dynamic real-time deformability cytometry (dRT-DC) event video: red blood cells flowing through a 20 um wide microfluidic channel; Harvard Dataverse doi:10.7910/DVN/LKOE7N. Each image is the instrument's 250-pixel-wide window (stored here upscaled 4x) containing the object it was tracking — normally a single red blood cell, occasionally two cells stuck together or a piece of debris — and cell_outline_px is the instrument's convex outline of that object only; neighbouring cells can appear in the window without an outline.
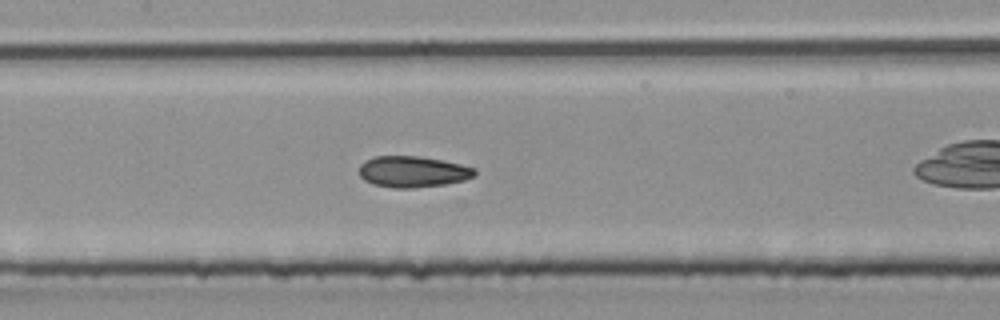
{"species": "common noctule bat (a hibernating species)", "species_latin": "Nyctalus noctula", "temperature_condition": "room temperature", "stored_images_in_passage": 46, "camera_frame_rate_fps": 3000, "um_per_image_px": 0.085, "animal": {"sex": "male", "body_mass_g": 20.4}, "frame": {"image": 1, "passage_image": 20, "time_ms": 6.333, "image_size_px": [1000, 320], "cell_outline_px": [[476, 176], [464, 180], [444, 184], [412, 188], [392, 188], [372, 184], [364, 180], [360, 176], [360, 164], [364, 160], [376, 156], [420, 156], [444, 160], [476, 168]], "centroid_in_image_um": [35.09, 14.59], "position_along_channel_um": 172.3, "area_um2": 21.15}}
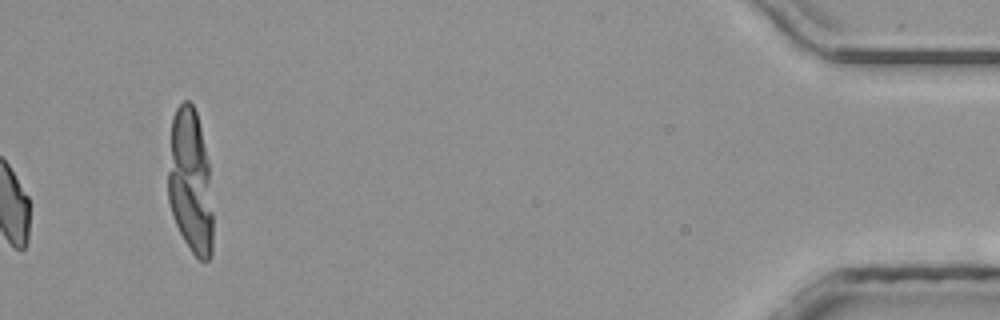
{"frame": {"image": 2, "passage_image": 46, "time_ms": 15.0, "image_size_px": [1000, 320], "cell_outline_px": [[212, 256], [208, 260], [200, 260], [192, 252], [184, 240], [176, 224], [168, 200], [168, 172], [172, 116], [176, 108], [184, 100], [188, 100], [192, 104], [196, 112], [208, 160], [212, 212]], "centroid_in_image_um": [16.17, 15.45], "position_along_channel_um": 419.0, "area_um2": 37.63}}